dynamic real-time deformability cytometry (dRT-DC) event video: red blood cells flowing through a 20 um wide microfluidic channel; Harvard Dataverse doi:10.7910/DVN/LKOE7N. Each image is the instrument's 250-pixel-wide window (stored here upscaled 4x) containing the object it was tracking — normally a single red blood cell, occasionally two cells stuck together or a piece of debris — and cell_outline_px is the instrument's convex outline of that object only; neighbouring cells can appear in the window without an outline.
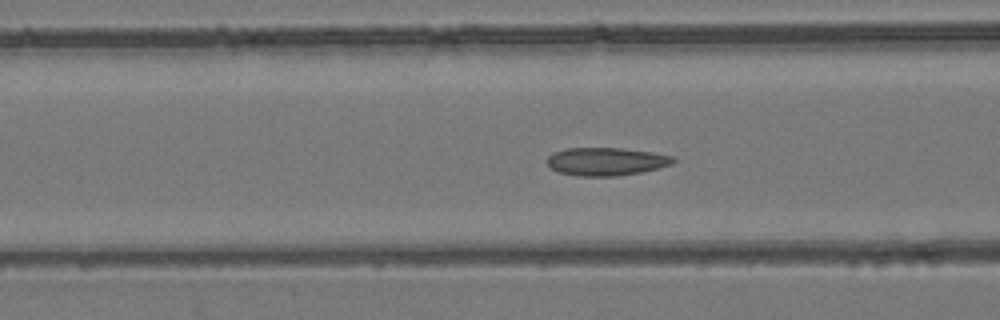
{"species": "common noctule bat (a hibernating species)", "species_latin": "Nyctalus noctula", "temperature_condition": "room temperature", "stored_images_in_passage": 55, "camera_frame_rate_fps": 3000, "um_per_image_px": 0.085, "animal": {"sex": "female", "body_mass_g": 24.6, "forearm_length_mm": 56.2}, "frame": {"image": 1, "passage_image": 22, "time_ms": 7.0, "image_size_px": [1000, 320], "cell_outline_px": [[676, 160], [672, 164], [640, 172], [616, 176], [576, 176], [560, 172], [552, 168], [544, 160], [552, 152], [568, 148], [620, 148], [652, 152], [672, 156]], "centroid_in_image_um": [51.48, 13.72], "position_along_channel_um": 115.1, "area_um2": 20.52}}
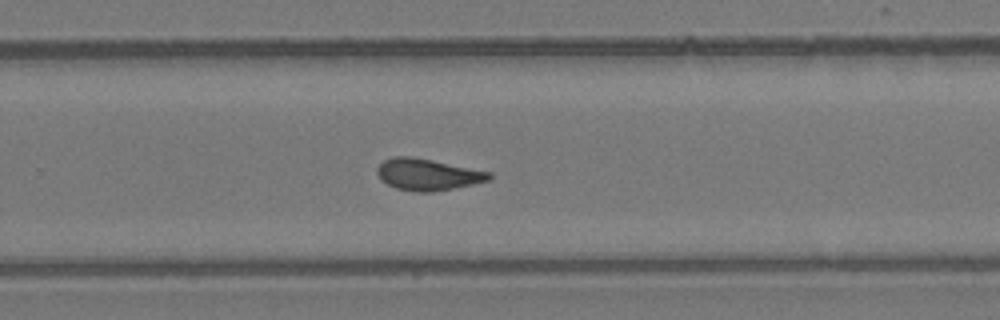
{"frame": {"image": 2, "passage_image": 36, "time_ms": 11.667, "image_size_px": [1000, 320], "cell_outline_px": [[492, 180], [432, 192], [416, 192], [396, 188], [380, 180], [376, 172], [376, 168], [384, 160], [392, 156], [412, 156], [492, 172]], "centroid_in_image_um": [36.34, 14.82], "position_along_channel_um": 293.5, "area_um2": 20.69}}
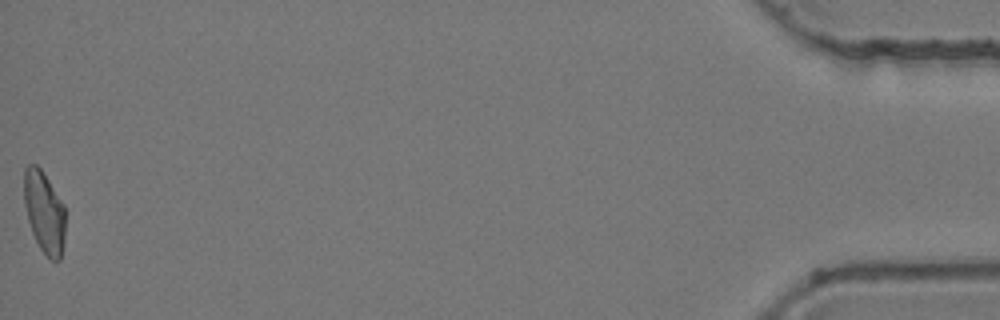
{"frame": {"image": 3, "passage_image": 55, "time_ms": 18.0, "image_size_px": [1000, 320], "cell_outline_px": [[64, 244], [60, 260], [52, 260], [40, 248], [32, 232], [28, 220], [24, 200], [24, 168], [28, 164], [36, 164], [40, 168], [64, 204]], "centroid_in_image_um": [3.76, 18.01], "position_along_channel_um": 431.4, "area_um2": 19.48}, "authors_computed_cell_mechanics": {"area_um2": 20.5768, "velocity_mm_per_s": 3.827, "shape_relaxation_time_tau1_ms": null, "shape_relaxation_time_tau2_ms": 1.8334, "deformation_change_tau1": null, "deformation_change_tau2": 0.0945}}